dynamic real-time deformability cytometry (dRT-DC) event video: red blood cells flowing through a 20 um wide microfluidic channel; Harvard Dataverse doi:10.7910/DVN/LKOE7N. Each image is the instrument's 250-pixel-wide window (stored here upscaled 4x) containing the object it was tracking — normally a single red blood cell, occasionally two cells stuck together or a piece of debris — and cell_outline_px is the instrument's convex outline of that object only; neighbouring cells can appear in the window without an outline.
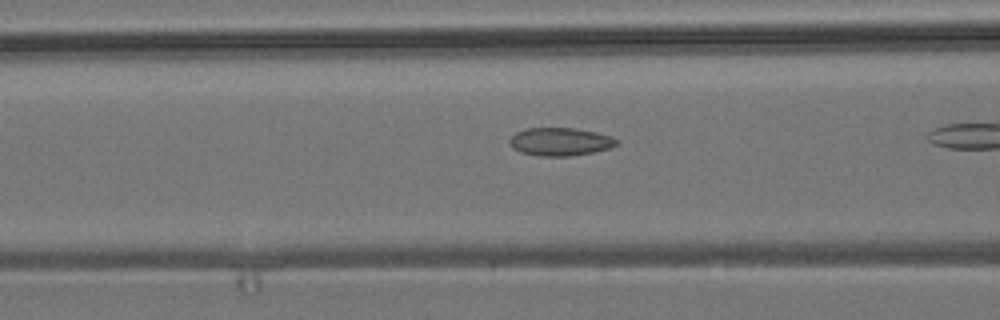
{"species": "common noctule bat (a hibernating species)", "species_latin": "Nyctalus noctula", "temperature_condition": "room temperature", "stored_images_in_passage": 18, "camera_frame_rate_fps": 3000, "um_per_image_px": 0.085, "animal": {"sex": "male", "body_mass_g": 19.2, "forearm_length_mm": 51.8}, "frame": {"image": 1, "passage_image": 13, "time_ms": 4.0, "image_size_px": [1000, 320], "cell_outline_px": [[620, 144], [608, 148], [592, 152], [572, 156], [540, 156], [520, 152], [512, 148], [508, 144], [508, 140], [516, 132], [524, 128], [576, 128], [596, 132], [612, 136], [620, 140]], "centroid_in_image_um": [47.61, 12.04], "position_along_channel_um": 119.0, "area_um2": 17.74}}
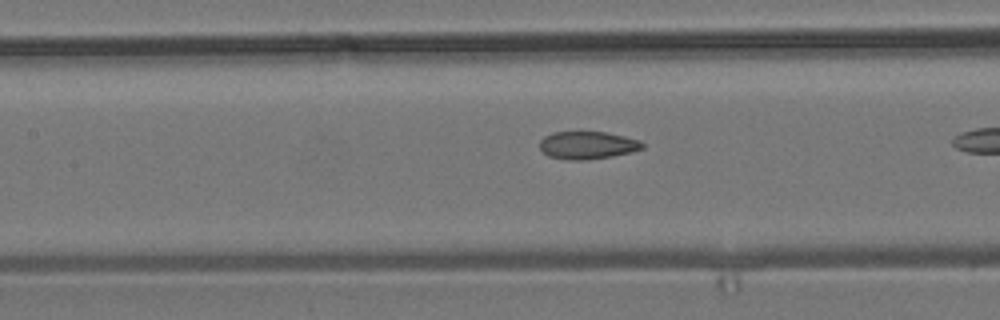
{"frame": {"image": 2, "passage_image": 16, "time_ms": 5.0, "image_size_px": [1000, 320], "cell_outline_px": [[644, 148], [632, 152], [612, 156], [584, 160], [568, 160], [548, 156], [540, 148], [540, 140], [544, 136], [552, 132], [604, 132], [624, 136], [640, 140], [644, 144]], "centroid_in_image_um": [49.94, 12.34], "position_along_channel_um": 157.5, "area_um2": 16.59}}